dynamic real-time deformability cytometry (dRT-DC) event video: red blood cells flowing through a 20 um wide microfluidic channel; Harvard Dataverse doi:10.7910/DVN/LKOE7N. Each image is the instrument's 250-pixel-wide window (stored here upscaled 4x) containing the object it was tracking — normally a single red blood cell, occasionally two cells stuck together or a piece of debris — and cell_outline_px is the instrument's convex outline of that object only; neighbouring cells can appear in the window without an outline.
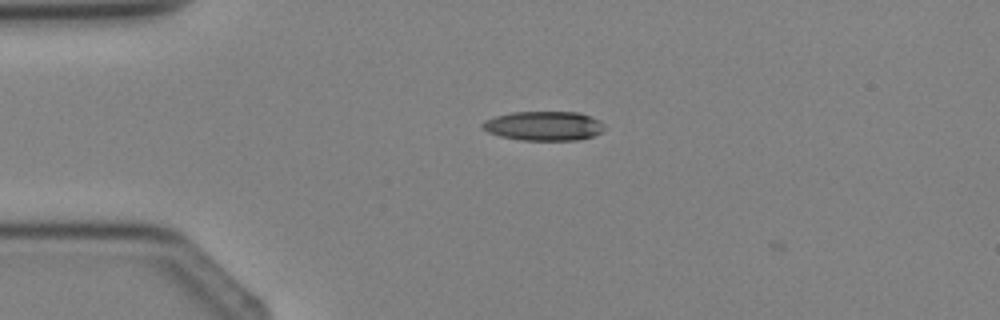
{"species": "Egyptian fruit bat (a non-hibernating species)", "species_latin": "Rousettus aegyptiacus", "temperature_condition": "cold", "stored_images_in_passage": 3, "camera_frame_rate_fps": 3000, "um_per_image_px": 0.085, "animal": {"sex": "female"}, "frame": {"image": 1, "passage_image": 2, "time_ms": 1.333, "image_size_px": [1000, 320], "cell_outline_px": [[604, 128], [600, 132], [592, 136], [580, 140], [520, 140], [500, 136], [488, 132], [480, 124], [484, 120], [496, 116], [512, 112], [580, 112], [600, 120], [604, 124]], "centroid_in_image_um": [46.23, 10.7], "position_along_channel_um": 38.8, "area_um2": 20.87}}